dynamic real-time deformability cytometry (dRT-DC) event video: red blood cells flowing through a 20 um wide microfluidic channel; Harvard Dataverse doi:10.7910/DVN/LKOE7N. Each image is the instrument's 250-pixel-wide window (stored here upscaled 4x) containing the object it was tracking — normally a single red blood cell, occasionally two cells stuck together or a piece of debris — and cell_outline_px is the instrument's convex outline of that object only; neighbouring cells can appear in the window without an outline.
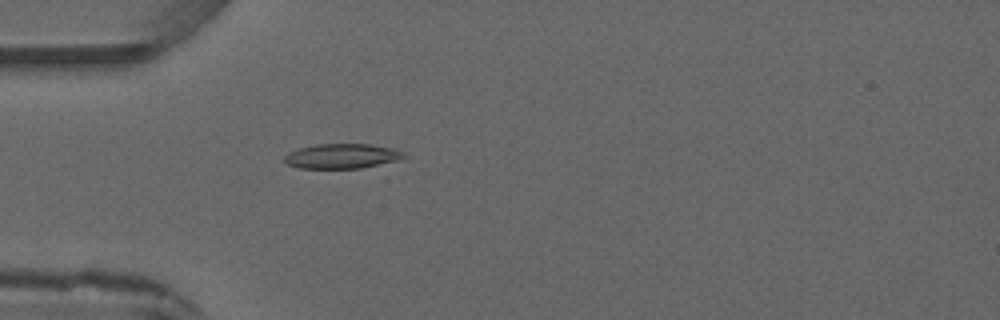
{"species": "common noctule bat (a hibernating species)", "species_latin": "Nyctalus noctula", "temperature_condition": "warm", "stored_images_in_passage": 1, "camera_frame_rate_fps": 3000, "um_per_image_px": 0.085, "animal": {"sex": "male", "forearm_length_mm": 52.5}, "frame": {"image": 1, "passage_image": 1, "time_ms": 0.0, "image_size_px": [1000, 320], "cell_outline_px": [[408, 156], [396, 160], [360, 168], [300, 168], [288, 164], [284, 160], [284, 156], [288, 152], [300, 148], [316, 144], [368, 144], [396, 148], [404, 152]], "centroid_in_image_um": [29.08, 13.26], "position_along_channel_um": 55.9, "area_um2": 17.17}}